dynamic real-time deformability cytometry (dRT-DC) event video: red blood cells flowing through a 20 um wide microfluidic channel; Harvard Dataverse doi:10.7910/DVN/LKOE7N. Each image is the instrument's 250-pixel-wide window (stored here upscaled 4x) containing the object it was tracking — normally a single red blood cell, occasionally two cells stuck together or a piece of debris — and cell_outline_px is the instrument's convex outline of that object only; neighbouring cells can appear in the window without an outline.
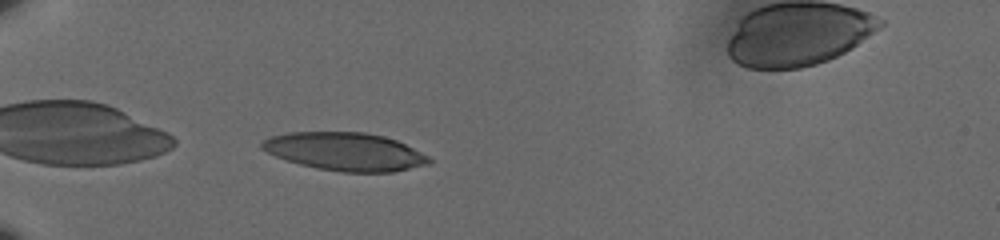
{"species": "human", "species_latin": "Homo sapiens", "temperature_condition": "cold", "stored_images_in_passage": 41, "camera_frame_rate_fps": 3000, "um_per_image_px": 0.085, "donor": {"sex": "male"}, "frame": {"image": 1, "passage_image": 2, "time_ms": 0.333, "image_size_px": [1000, 240], "cell_outline_px": [[432, 160], [428, 164], [392, 172], [344, 172], [316, 168], [300, 164], [276, 156], [260, 148], [260, 144], [264, 140], [272, 136], [288, 132], [364, 132], [384, 136], [396, 140], [428, 156]], "centroid_in_image_um": [29.32, 12.88], "position_along_channel_um": 55.7, "area_um2": 36.76}}
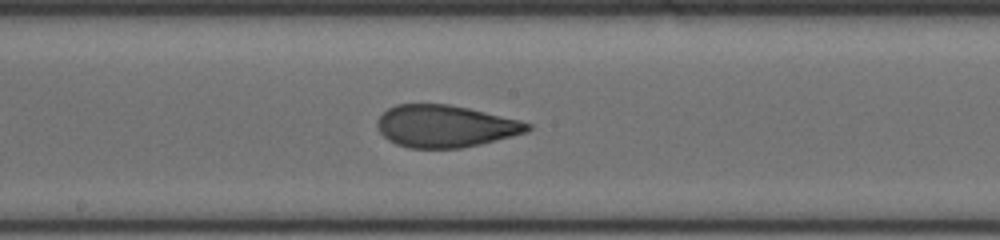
{"frame": {"image": 2, "passage_image": 17, "time_ms": 5.333, "image_size_px": [1000, 240], "cell_outline_px": [[532, 128], [528, 132], [480, 144], [460, 148], [408, 148], [396, 144], [388, 140], [380, 132], [376, 124], [376, 120], [388, 108], [396, 104], [448, 104], [468, 108], [520, 120], [532, 124]], "centroid_in_image_um": [37.84, 10.73], "position_along_channel_um": 210.4, "area_um2": 36.93}}
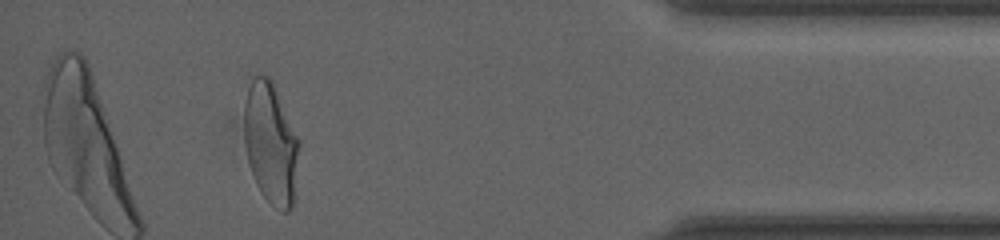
{"frame": {"image": 3, "passage_image": 37, "time_ms": 12.0, "image_size_px": [1000, 240], "cell_outline_px": [[300, 144], [292, 208], [288, 212], [284, 212], [272, 204], [264, 196], [256, 184], [248, 160], [244, 144], [244, 100], [252, 76], [268, 76], [272, 80], [300, 140]], "centroid_in_image_um": [23.01, 12.14], "position_along_channel_um": 412.2, "area_um2": 38.9}, "authors_computed_cell_mechanics": {"area_um2": 37.6856, "velocity_mm_per_s": 3.5907, "shape_relaxation_time_tau1_ms": 7.1506, "shape_relaxation_time_tau2_ms": 1.2867, "deformation_change_tau1": 0.2117, "deformation_change_tau2": 0.083}}